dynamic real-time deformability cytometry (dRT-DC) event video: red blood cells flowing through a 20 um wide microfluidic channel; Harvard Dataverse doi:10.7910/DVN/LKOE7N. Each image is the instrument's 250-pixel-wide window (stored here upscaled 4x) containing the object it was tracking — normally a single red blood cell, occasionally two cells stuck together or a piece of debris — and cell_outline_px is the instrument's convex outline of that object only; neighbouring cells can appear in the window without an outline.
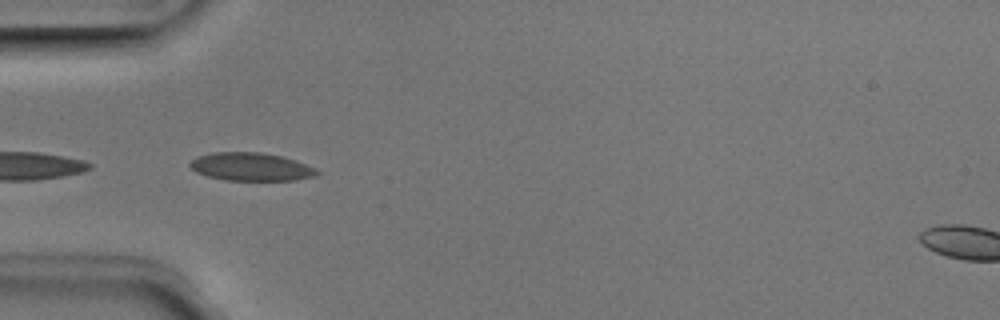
{"species": "Egyptian fruit bat (a non-hibernating species)", "species_latin": "Rousettus aegyptiacus", "temperature_condition": "room temperature", "stored_images_in_passage": 6, "camera_frame_rate_fps": 3000, "um_per_image_px": 0.085, "animal": {"sex": "male"}, "frame": {"image": 1, "passage_image": 4, "time_ms": 1.0, "image_size_px": [1000, 320], "cell_outline_px": [[320, 172], [316, 176], [296, 180], [224, 180], [208, 176], [196, 172], [188, 164], [196, 156], [212, 152], [260, 152], [280, 156], [296, 160], [316, 168]], "centroid_in_image_um": [21.34, 14.17], "position_along_channel_um": 63.7, "area_um2": 20.87}}
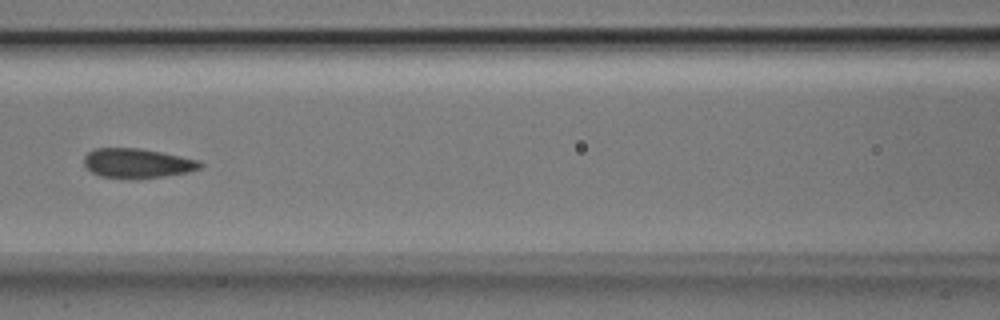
{"frame": {"image": 2, "passage_image": 6, "time_ms": 1.667, "image_size_px": [1000, 320], "cell_outline_px": [[204, 168], [188, 172], [164, 176], [100, 176], [92, 172], [84, 164], [84, 156], [88, 152], [96, 148], [140, 148], [200, 160], [204, 164]], "centroid_in_image_um": [11.72, 13.83], "position_along_channel_um": 154.9, "area_um2": 19.36}}